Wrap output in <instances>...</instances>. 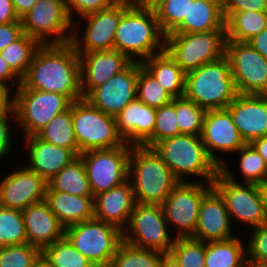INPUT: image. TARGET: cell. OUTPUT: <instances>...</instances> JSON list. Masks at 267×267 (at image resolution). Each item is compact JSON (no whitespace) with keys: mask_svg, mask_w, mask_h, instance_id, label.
<instances>
[{"mask_svg":"<svg viewBox=\"0 0 267 267\" xmlns=\"http://www.w3.org/2000/svg\"><path fill=\"white\" fill-rule=\"evenodd\" d=\"M226 109L246 144L267 136V95L238 94Z\"/></svg>","mask_w":267,"mask_h":267,"instance_id":"44dd1931","label":"cell"},{"mask_svg":"<svg viewBox=\"0 0 267 267\" xmlns=\"http://www.w3.org/2000/svg\"><path fill=\"white\" fill-rule=\"evenodd\" d=\"M160 267H181V266L169 253H166L161 261Z\"/></svg>","mask_w":267,"mask_h":267,"instance_id":"6f0895ef","label":"cell"},{"mask_svg":"<svg viewBox=\"0 0 267 267\" xmlns=\"http://www.w3.org/2000/svg\"><path fill=\"white\" fill-rule=\"evenodd\" d=\"M21 20L14 9L12 0H0V24Z\"/></svg>","mask_w":267,"mask_h":267,"instance_id":"f5cc1de1","label":"cell"},{"mask_svg":"<svg viewBox=\"0 0 267 267\" xmlns=\"http://www.w3.org/2000/svg\"><path fill=\"white\" fill-rule=\"evenodd\" d=\"M33 267H51L41 256Z\"/></svg>","mask_w":267,"mask_h":267,"instance_id":"91938a15","label":"cell"},{"mask_svg":"<svg viewBox=\"0 0 267 267\" xmlns=\"http://www.w3.org/2000/svg\"><path fill=\"white\" fill-rule=\"evenodd\" d=\"M169 254L181 267H205V242L191 238H175Z\"/></svg>","mask_w":267,"mask_h":267,"instance_id":"b9f144b4","label":"cell"},{"mask_svg":"<svg viewBox=\"0 0 267 267\" xmlns=\"http://www.w3.org/2000/svg\"><path fill=\"white\" fill-rule=\"evenodd\" d=\"M72 125L79 155L125 143L117 132L115 117L95 108L85 98L72 102Z\"/></svg>","mask_w":267,"mask_h":267,"instance_id":"9c48e42d","label":"cell"},{"mask_svg":"<svg viewBox=\"0 0 267 267\" xmlns=\"http://www.w3.org/2000/svg\"><path fill=\"white\" fill-rule=\"evenodd\" d=\"M25 160L27 166L44 178L47 182L55 176L64 166L69 164L77 155L64 147L56 146L52 143L40 139L37 135L23 137Z\"/></svg>","mask_w":267,"mask_h":267,"instance_id":"603a6c76","label":"cell"},{"mask_svg":"<svg viewBox=\"0 0 267 267\" xmlns=\"http://www.w3.org/2000/svg\"><path fill=\"white\" fill-rule=\"evenodd\" d=\"M237 95L225 55L185 74L184 97L206 110L225 109Z\"/></svg>","mask_w":267,"mask_h":267,"instance_id":"5b68a950","label":"cell"},{"mask_svg":"<svg viewBox=\"0 0 267 267\" xmlns=\"http://www.w3.org/2000/svg\"><path fill=\"white\" fill-rule=\"evenodd\" d=\"M46 191L93 196L83 160L77 156L47 182Z\"/></svg>","mask_w":267,"mask_h":267,"instance_id":"4dcf8cb0","label":"cell"},{"mask_svg":"<svg viewBox=\"0 0 267 267\" xmlns=\"http://www.w3.org/2000/svg\"><path fill=\"white\" fill-rule=\"evenodd\" d=\"M251 230L246 241L247 264L256 266L267 259V223Z\"/></svg>","mask_w":267,"mask_h":267,"instance_id":"f6af8a7d","label":"cell"},{"mask_svg":"<svg viewBox=\"0 0 267 267\" xmlns=\"http://www.w3.org/2000/svg\"><path fill=\"white\" fill-rule=\"evenodd\" d=\"M0 82L8 85L15 91L22 83V79L11 69L0 54Z\"/></svg>","mask_w":267,"mask_h":267,"instance_id":"f907efd6","label":"cell"},{"mask_svg":"<svg viewBox=\"0 0 267 267\" xmlns=\"http://www.w3.org/2000/svg\"><path fill=\"white\" fill-rule=\"evenodd\" d=\"M5 175L0 181V206L24 210L29 205L44 201L47 181L26 164Z\"/></svg>","mask_w":267,"mask_h":267,"instance_id":"d6986e66","label":"cell"},{"mask_svg":"<svg viewBox=\"0 0 267 267\" xmlns=\"http://www.w3.org/2000/svg\"><path fill=\"white\" fill-rule=\"evenodd\" d=\"M238 94L267 95V59L247 42H225V54Z\"/></svg>","mask_w":267,"mask_h":267,"instance_id":"2e32d148","label":"cell"},{"mask_svg":"<svg viewBox=\"0 0 267 267\" xmlns=\"http://www.w3.org/2000/svg\"><path fill=\"white\" fill-rule=\"evenodd\" d=\"M228 165L226 161L220 167L212 184L223 197L231 221L242 222L251 229L265 224L260 185L240 182Z\"/></svg>","mask_w":267,"mask_h":267,"instance_id":"8992f818","label":"cell"},{"mask_svg":"<svg viewBox=\"0 0 267 267\" xmlns=\"http://www.w3.org/2000/svg\"><path fill=\"white\" fill-rule=\"evenodd\" d=\"M201 139L207 154L219 168L226 160L228 161L227 158L225 159L224 155L234 154L246 144L233 123L230 112L226 108L209 109L206 111ZM220 152L223 154H220Z\"/></svg>","mask_w":267,"mask_h":267,"instance_id":"e0dca14e","label":"cell"},{"mask_svg":"<svg viewBox=\"0 0 267 267\" xmlns=\"http://www.w3.org/2000/svg\"><path fill=\"white\" fill-rule=\"evenodd\" d=\"M41 257V250L31 244L0 247V267H33Z\"/></svg>","mask_w":267,"mask_h":267,"instance_id":"ee69618b","label":"cell"},{"mask_svg":"<svg viewBox=\"0 0 267 267\" xmlns=\"http://www.w3.org/2000/svg\"><path fill=\"white\" fill-rule=\"evenodd\" d=\"M72 101L61 93L28 88L14 91L13 109L17 129L24 137L36 135L56 115L70 108Z\"/></svg>","mask_w":267,"mask_h":267,"instance_id":"ba28073f","label":"cell"},{"mask_svg":"<svg viewBox=\"0 0 267 267\" xmlns=\"http://www.w3.org/2000/svg\"><path fill=\"white\" fill-rule=\"evenodd\" d=\"M223 13L240 11H267V0H222Z\"/></svg>","mask_w":267,"mask_h":267,"instance_id":"c3c4849f","label":"cell"},{"mask_svg":"<svg viewBox=\"0 0 267 267\" xmlns=\"http://www.w3.org/2000/svg\"><path fill=\"white\" fill-rule=\"evenodd\" d=\"M26 243L28 242L22 210L0 206V247Z\"/></svg>","mask_w":267,"mask_h":267,"instance_id":"ab89813d","label":"cell"},{"mask_svg":"<svg viewBox=\"0 0 267 267\" xmlns=\"http://www.w3.org/2000/svg\"><path fill=\"white\" fill-rule=\"evenodd\" d=\"M141 64L173 98L184 97L186 73L165 50L143 60Z\"/></svg>","mask_w":267,"mask_h":267,"instance_id":"f1b7e54d","label":"cell"},{"mask_svg":"<svg viewBox=\"0 0 267 267\" xmlns=\"http://www.w3.org/2000/svg\"><path fill=\"white\" fill-rule=\"evenodd\" d=\"M78 54L83 98L95 87L106 83L111 77L123 71L132 62L126 55L115 49Z\"/></svg>","mask_w":267,"mask_h":267,"instance_id":"7402d4cb","label":"cell"},{"mask_svg":"<svg viewBox=\"0 0 267 267\" xmlns=\"http://www.w3.org/2000/svg\"><path fill=\"white\" fill-rule=\"evenodd\" d=\"M165 35L156 13L146 0H136L122 15L115 32L114 49L131 61L142 62L164 51Z\"/></svg>","mask_w":267,"mask_h":267,"instance_id":"7a4b0ae2","label":"cell"},{"mask_svg":"<svg viewBox=\"0 0 267 267\" xmlns=\"http://www.w3.org/2000/svg\"><path fill=\"white\" fill-rule=\"evenodd\" d=\"M136 204L129 180L94 197V218L123 231Z\"/></svg>","mask_w":267,"mask_h":267,"instance_id":"d4e9b609","label":"cell"},{"mask_svg":"<svg viewBox=\"0 0 267 267\" xmlns=\"http://www.w3.org/2000/svg\"><path fill=\"white\" fill-rule=\"evenodd\" d=\"M225 42L226 30L168 34L164 50L187 73L224 56Z\"/></svg>","mask_w":267,"mask_h":267,"instance_id":"52a82bcc","label":"cell"},{"mask_svg":"<svg viewBox=\"0 0 267 267\" xmlns=\"http://www.w3.org/2000/svg\"><path fill=\"white\" fill-rule=\"evenodd\" d=\"M212 187V183L180 181L172 189L161 206L173 236L191 237L194 234L202 198Z\"/></svg>","mask_w":267,"mask_h":267,"instance_id":"5bb4252c","label":"cell"},{"mask_svg":"<svg viewBox=\"0 0 267 267\" xmlns=\"http://www.w3.org/2000/svg\"><path fill=\"white\" fill-rule=\"evenodd\" d=\"M152 148L180 181L213 183L220 171L207 154L201 136L180 134L165 138Z\"/></svg>","mask_w":267,"mask_h":267,"instance_id":"3957f363","label":"cell"},{"mask_svg":"<svg viewBox=\"0 0 267 267\" xmlns=\"http://www.w3.org/2000/svg\"><path fill=\"white\" fill-rule=\"evenodd\" d=\"M41 45L37 39L23 33L17 40L0 51V54L11 69L22 79Z\"/></svg>","mask_w":267,"mask_h":267,"instance_id":"836d02e7","label":"cell"},{"mask_svg":"<svg viewBox=\"0 0 267 267\" xmlns=\"http://www.w3.org/2000/svg\"><path fill=\"white\" fill-rule=\"evenodd\" d=\"M136 0H119L112 7L77 18L73 25L71 43L77 53L114 49V37L123 13ZM80 23V25H79ZM85 25V26H83ZM84 29L82 36L80 35ZM85 27V28H84Z\"/></svg>","mask_w":267,"mask_h":267,"instance_id":"7c38bea8","label":"cell"},{"mask_svg":"<svg viewBox=\"0 0 267 267\" xmlns=\"http://www.w3.org/2000/svg\"><path fill=\"white\" fill-rule=\"evenodd\" d=\"M91 267H107V266H103V265H93Z\"/></svg>","mask_w":267,"mask_h":267,"instance_id":"6125c7cd","label":"cell"},{"mask_svg":"<svg viewBox=\"0 0 267 267\" xmlns=\"http://www.w3.org/2000/svg\"><path fill=\"white\" fill-rule=\"evenodd\" d=\"M226 30V20L222 9V0H193L190 2L188 16L170 34H186Z\"/></svg>","mask_w":267,"mask_h":267,"instance_id":"83f0119b","label":"cell"},{"mask_svg":"<svg viewBox=\"0 0 267 267\" xmlns=\"http://www.w3.org/2000/svg\"><path fill=\"white\" fill-rule=\"evenodd\" d=\"M28 244L41 251L65 235V227L49 209L45 201L22 210Z\"/></svg>","mask_w":267,"mask_h":267,"instance_id":"484cf974","label":"cell"},{"mask_svg":"<svg viewBox=\"0 0 267 267\" xmlns=\"http://www.w3.org/2000/svg\"><path fill=\"white\" fill-rule=\"evenodd\" d=\"M234 154L239 158L236 159L235 165L241 173L240 181L243 183H253V184H265L267 183V164L264 158L255 150V148L247 143L240 149H238ZM243 177V178H242Z\"/></svg>","mask_w":267,"mask_h":267,"instance_id":"e575fe53","label":"cell"},{"mask_svg":"<svg viewBox=\"0 0 267 267\" xmlns=\"http://www.w3.org/2000/svg\"><path fill=\"white\" fill-rule=\"evenodd\" d=\"M180 134L201 136L206 109L185 97L175 98Z\"/></svg>","mask_w":267,"mask_h":267,"instance_id":"60d3db41","label":"cell"},{"mask_svg":"<svg viewBox=\"0 0 267 267\" xmlns=\"http://www.w3.org/2000/svg\"><path fill=\"white\" fill-rule=\"evenodd\" d=\"M180 135L175 109V98L160 108L156 109V123L153 135L142 145L152 148L159 141Z\"/></svg>","mask_w":267,"mask_h":267,"instance_id":"7bdbcfd3","label":"cell"},{"mask_svg":"<svg viewBox=\"0 0 267 267\" xmlns=\"http://www.w3.org/2000/svg\"><path fill=\"white\" fill-rule=\"evenodd\" d=\"M132 145L80 153L93 196L107 192L128 180Z\"/></svg>","mask_w":267,"mask_h":267,"instance_id":"9a60e30c","label":"cell"},{"mask_svg":"<svg viewBox=\"0 0 267 267\" xmlns=\"http://www.w3.org/2000/svg\"><path fill=\"white\" fill-rule=\"evenodd\" d=\"M141 62L132 61L106 83L95 87L85 99L95 108L115 117L136 99L138 71Z\"/></svg>","mask_w":267,"mask_h":267,"instance_id":"ac0fdd59","label":"cell"},{"mask_svg":"<svg viewBox=\"0 0 267 267\" xmlns=\"http://www.w3.org/2000/svg\"><path fill=\"white\" fill-rule=\"evenodd\" d=\"M10 120H13L12 122L16 121L15 112L0 114V161L6 159L8 155L10 156V152L13 150V148H15L14 144H16L13 142L14 140L12 136L14 135L11 131V128L13 130L14 127L12 125L14 124H12Z\"/></svg>","mask_w":267,"mask_h":267,"instance_id":"7dc6e473","label":"cell"},{"mask_svg":"<svg viewBox=\"0 0 267 267\" xmlns=\"http://www.w3.org/2000/svg\"><path fill=\"white\" fill-rule=\"evenodd\" d=\"M232 225L223 197L212 187L202 198L191 238L203 242L228 240L235 237Z\"/></svg>","mask_w":267,"mask_h":267,"instance_id":"ffe728a7","label":"cell"},{"mask_svg":"<svg viewBox=\"0 0 267 267\" xmlns=\"http://www.w3.org/2000/svg\"><path fill=\"white\" fill-rule=\"evenodd\" d=\"M154 9L159 27L166 36L172 33L188 16L193 0H146Z\"/></svg>","mask_w":267,"mask_h":267,"instance_id":"74e56055","label":"cell"},{"mask_svg":"<svg viewBox=\"0 0 267 267\" xmlns=\"http://www.w3.org/2000/svg\"><path fill=\"white\" fill-rule=\"evenodd\" d=\"M44 201L65 228L94 218V196L46 191Z\"/></svg>","mask_w":267,"mask_h":267,"instance_id":"4316f807","label":"cell"},{"mask_svg":"<svg viewBox=\"0 0 267 267\" xmlns=\"http://www.w3.org/2000/svg\"><path fill=\"white\" fill-rule=\"evenodd\" d=\"M116 128L126 144L142 146L152 135L156 123V108L137 98L115 116Z\"/></svg>","mask_w":267,"mask_h":267,"instance_id":"cb8c5ba5","label":"cell"},{"mask_svg":"<svg viewBox=\"0 0 267 267\" xmlns=\"http://www.w3.org/2000/svg\"><path fill=\"white\" fill-rule=\"evenodd\" d=\"M14 92L6 84L0 82V114L14 112Z\"/></svg>","mask_w":267,"mask_h":267,"instance_id":"816d5d0a","label":"cell"},{"mask_svg":"<svg viewBox=\"0 0 267 267\" xmlns=\"http://www.w3.org/2000/svg\"><path fill=\"white\" fill-rule=\"evenodd\" d=\"M23 34L22 21L0 24V51Z\"/></svg>","mask_w":267,"mask_h":267,"instance_id":"681fc988","label":"cell"},{"mask_svg":"<svg viewBox=\"0 0 267 267\" xmlns=\"http://www.w3.org/2000/svg\"><path fill=\"white\" fill-rule=\"evenodd\" d=\"M166 253L138 248L122 241L109 267H160Z\"/></svg>","mask_w":267,"mask_h":267,"instance_id":"d590c367","label":"cell"},{"mask_svg":"<svg viewBox=\"0 0 267 267\" xmlns=\"http://www.w3.org/2000/svg\"><path fill=\"white\" fill-rule=\"evenodd\" d=\"M260 194L263 202V212L267 223V183L260 185Z\"/></svg>","mask_w":267,"mask_h":267,"instance_id":"680465c9","label":"cell"},{"mask_svg":"<svg viewBox=\"0 0 267 267\" xmlns=\"http://www.w3.org/2000/svg\"><path fill=\"white\" fill-rule=\"evenodd\" d=\"M246 243L240 237L205 242V267H247Z\"/></svg>","mask_w":267,"mask_h":267,"instance_id":"f546056e","label":"cell"},{"mask_svg":"<svg viewBox=\"0 0 267 267\" xmlns=\"http://www.w3.org/2000/svg\"><path fill=\"white\" fill-rule=\"evenodd\" d=\"M41 256L51 267H91L94 265L77 251L65 236L46 246L41 251Z\"/></svg>","mask_w":267,"mask_h":267,"instance_id":"8d00e7d4","label":"cell"},{"mask_svg":"<svg viewBox=\"0 0 267 267\" xmlns=\"http://www.w3.org/2000/svg\"><path fill=\"white\" fill-rule=\"evenodd\" d=\"M21 21L23 33L41 44L71 42L74 22L62 0H38Z\"/></svg>","mask_w":267,"mask_h":267,"instance_id":"4fadbf2b","label":"cell"},{"mask_svg":"<svg viewBox=\"0 0 267 267\" xmlns=\"http://www.w3.org/2000/svg\"><path fill=\"white\" fill-rule=\"evenodd\" d=\"M118 1L119 0H66L65 5L69 16L72 21L75 22V18L77 19V17L80 18L100 10L108 9Z\"/></svg>","mask_w":267,"mask_h":267,"instance_id":"bcb514c9","label":"cell"},{"mask_svg":"<svg viewBox=\"0 0 267 267\" xmlns=\"http://www.w3.org/2000/svg\"><path fill=\"white\" fill-rule=\"evenodd\" d=\"M247 43L267 59V28L252 37Z\"/></svg>","mask_w":267,"mask_h":267,"instance_id":"db71d44e","label":"cell"},{"mask_svg":"<svg viewBox=\"0 0 267 267\" xmlns=\"http://www.w3.org/2000/svg\"><path fill=\"white\" fill-rule=\"evenodd\" d=\"M223 14L226 20V41L247 42L267 28V11Z\"/></svg>","mask_w":267,"mask_h":267,"instance_id":"1f68e13d","label":"cell"},{"mask_svg":"<svg viewBox=\"0 0 267 267\" xmlns=\"http://www.w3.org/2000/svg\"><path fill=\"white\" fill-rule=\"evenodd\" d=\"M64 236L94 265L107 267L123 241L119 228L95 218L66 227Z\"/></svg>","mask_w":267,"mask_h":267,"instance_id":"30bf717a","label":"cell"},{"mask_svg":"<svg viewBox=\"0 0 267 267\" xmlns=\"http://www.w3.org/2000/svg\"><path fill=\"white\" fill-rule=\"evenodd\" d=\"M36 135L40 139L56 146L71 149L79 156V148L72 125V104L68 110L56 115Z\"/></svg>","mask_w":267,"mask_h":267,"instance_id":"d6a6232c","label":"cell"},{"mask_svg":"<svg viewBox=\"0 0 267 267\" xmlns=\"http://www.w3.org/2000/svg\"><path fill=\"white\" fill-rule=\"evenodd\" d=\"M38 0H12L17 16L21 19Z\"/></svg>","mask_w":267,"mask_h":267,"instance_id":"11a10c76","label":"cell"},{"mask_svg":"<svg viewBox=\"0 0 267 267\" xmlns=\"http://www.w3.org/2000/svg\"><path fill=\"white\" fill-rule=\"evenodd\" d=\"M136 98L156 109L173 100V97L142 65L138 71Z\"/></svg>","mask_w":267,"mask_h":267,"instance_id":"f35d334b","label":"cell"},{"mask_svg":"<svg viewBox=\"0 0 267 267\" xmlns=\"http://www.w3.org/2000/svg\"><path fill=\"white\" fill-rule=\"evenodd\" d=\"M128 180L137 203L162 205L180 182L153 148L132 146Z\"/></svg>","mask_w":267,"mask_h":267,"instance_id":"277c9868","label":"cell"},{"mask_svg":"<svg viewBox=\"0 0 267 267\" xmlns=\"http://www.w3.org/2000/svg\"><path fill=\"white\" fill-rule=\"evenodd\" d=\"M250 144L264 158V161L267 164V136L255 139Z\"/></svg>","mask_w":267,"mask_h":267,"instance_id":"9f6ffc18","label":"cell"},{"mask_svg":"<svg viewBox=\"0 0 267 267\" xmlns=\"http://www.w3.org/2000/svg\"><path fill=\"white\" fill-rule=\"evenodd\" d=\"M256 267H267V259L261 260Z\"/></svg>","mask_w":267,"mask_h":267,"instance_id":"94428289","label":"cell"},{"mask_svg":"<svg viewBox=\"0 0 267 267\" xmlns=\"http://www.w3.org/2000/svg\"><path fill=\"white\" fill-rule=\"evenodd\" d=\"M18 88L61 93L72 102L83 99L80 59L74 45L42 44Z\"/></svg>","mask_w":267,"mask_h":267,"instance_id":"6da1fadb","label":"cell"},{"mask_svg":"<svg viewBox=\"0 0 267 267\" xmlns=\"http://www.w3.org/2000/svg\"><path fill=\"white\" fill-rule=\"evenodd\" d=\"M122 233L126 243L162 253L170 252L176 238L169 229L161 205L137 202Z\"/></svg>","mask_w":267,"mask_h":267,"instance_id":"8fae6325","label":"cell"}]
</instances>
